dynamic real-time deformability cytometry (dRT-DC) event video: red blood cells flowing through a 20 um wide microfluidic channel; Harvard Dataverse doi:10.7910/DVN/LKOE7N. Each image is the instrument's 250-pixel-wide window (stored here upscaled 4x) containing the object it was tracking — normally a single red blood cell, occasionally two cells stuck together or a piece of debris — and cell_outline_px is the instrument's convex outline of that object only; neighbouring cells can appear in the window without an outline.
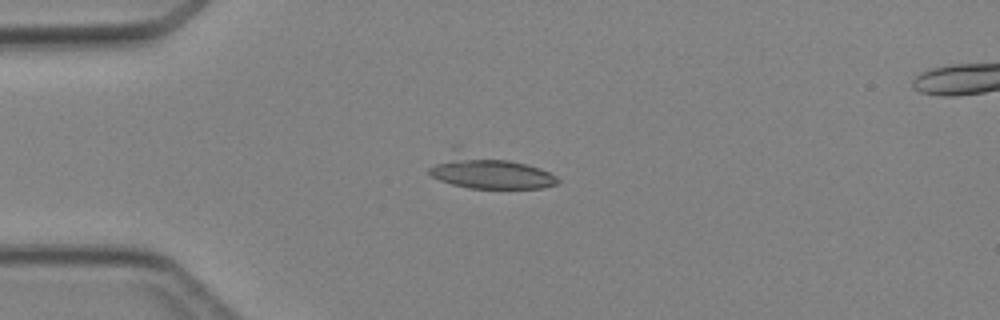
{"species": "Egyptian fruit bat (a non-hibernating species)", "species_latin": "Rousettus aegyptiacus", "temperature_condition": "cold", "stored_images_in_passage": 6, "camera_frame_rate_fps": 3000, "um_per_image_px": 0.085, "animal": {"sex": "female"}, "frame": {"image": 1, "passage_image": 5, "time_ms": 5.0, "image_size_px": [1000, 320], "cell_outline_px": [[560, 180], [556, 184], [544, 188], [468, 188], [452, 184], [440, 180], [432, 176], [428, 172], [428, 168], [452, 144], [460, 144], [540, 168], [556, 176]], "centroid_in_image_um": [41.42, 14.49], "position_along_channel_um": 43.6, "area_um2": 26.65}}